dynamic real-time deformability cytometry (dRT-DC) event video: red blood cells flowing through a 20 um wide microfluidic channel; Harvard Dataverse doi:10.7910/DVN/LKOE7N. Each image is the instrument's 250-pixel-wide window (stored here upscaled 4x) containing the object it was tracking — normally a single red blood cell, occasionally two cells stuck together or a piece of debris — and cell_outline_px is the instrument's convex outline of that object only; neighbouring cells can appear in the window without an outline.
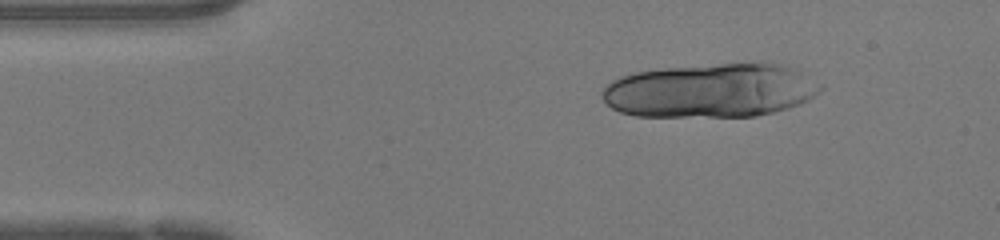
{"species": "human", "species_latin": "Homo sapiens", "temperature_condition": "warm", "stored_images_in_passage": 13, "camera_frame_rate_fps": 3000, "um_per_image_px": 0.085, "donor": {"sex": "female"}, "frame": {"image": 1, "passage_image": 5, "time_ms": 1.333, "image_size_px": [1000, 240], "cell_outline_px": [[824, 88], [820, 92], [808, 100], [800, 104], [788, 108], [756, 116], [636, 116], [620, 112], [612, 108], [600, 96], [600, 92], [612, 80], [620, 76], [632, 72], [668, 68], [720, 64], [776, 64], [792, 68], [820, 84]], "centroid_in_image_um": [60.36, 7.71], "position_along_channel_um": 24.6, "area_um2": 68.09}}